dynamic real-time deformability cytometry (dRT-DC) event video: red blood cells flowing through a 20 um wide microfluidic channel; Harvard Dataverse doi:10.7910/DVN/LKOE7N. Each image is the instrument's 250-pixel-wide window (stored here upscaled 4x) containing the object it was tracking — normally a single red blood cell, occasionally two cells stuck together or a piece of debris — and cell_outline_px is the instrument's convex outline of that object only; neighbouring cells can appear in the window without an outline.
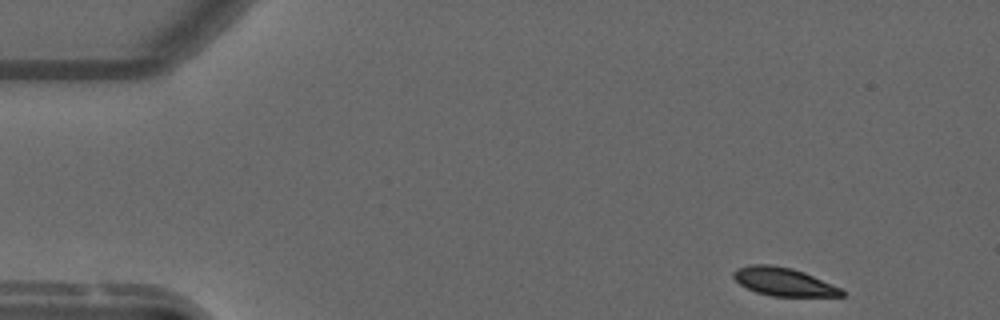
{"species": "common noctule bat (a hibernating species)", "species_latin": "Nyctalus noctula", "temperature_condition": "warm", "stored_images_in_passage": 52, "segment_of_instrument_passage": [1, 2], "camera_frame_rate_fps": 3000, "um_per_image_px": 0.085, "animal": {"sex": "male", "forearm_length_mm": 52.5}, "frame": {"image": 1, "passage_image": 1, "time_ms": 0.0, "image_size_px": [1000, 320], "cell_outline_px": [[844, 296], [772, 296], [756, 292], [740, 284], [732, 276], [732, 272], [736, 268], [752, 264], [772, 264], [792, 268], [804, 272], [840, 288], [844, 292]], "centroid_in_image_um": [66.56, 23.93], "position_along_channel_um": 18.4, "area_um2": 17.69}}
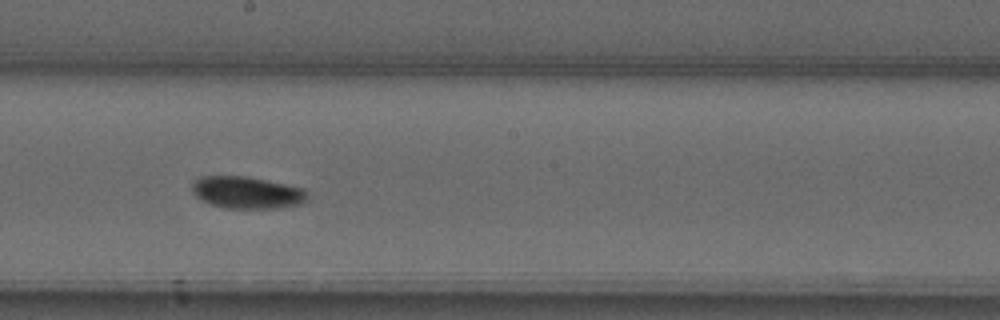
{"frame": {"image": 2, "passage_image": 26, "time_ms": 8.333, "image_size_px": [1000, 320], "cell_outline_px": [[308, 200], [300, 204], [280, 208], [228, 208], [212, 204], [196, 196], [192, 192], [192, 184], [200, 176], [248, 176], [304, 188], [308, 192]], "centroid_in_image_um": [21.04, 16.36], "position_along_channel_um": 227.2, "area_um2": 21.56}}
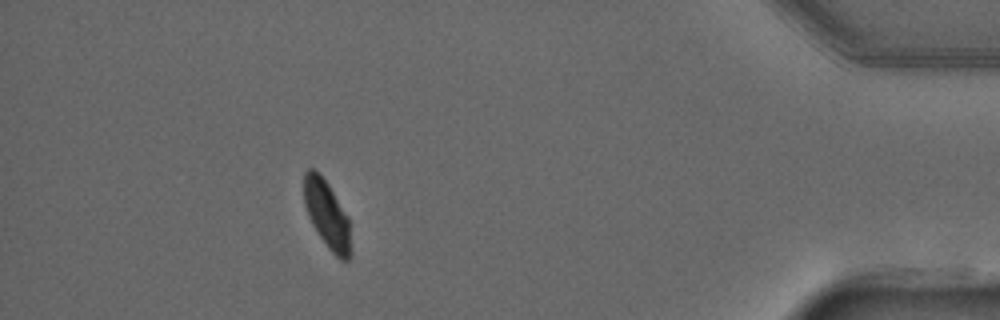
{"frame": {"image": 3, "passage_image": 45, "time_ms": 14.667, "image_size_px": [1000, 320], "cell_outline_px": [[352, 252], [348, 260], [340, 260], [328, 248], [312, 224], [308, 216], [304, 204], [304, 172], [308, 168], [312, 168], [320, 172], [328, 184], [348, 216]], "centroid_in_image_um": [27.8, 18.23], "position_along_channel_um": 407.4, "area_um2": 18.61}}